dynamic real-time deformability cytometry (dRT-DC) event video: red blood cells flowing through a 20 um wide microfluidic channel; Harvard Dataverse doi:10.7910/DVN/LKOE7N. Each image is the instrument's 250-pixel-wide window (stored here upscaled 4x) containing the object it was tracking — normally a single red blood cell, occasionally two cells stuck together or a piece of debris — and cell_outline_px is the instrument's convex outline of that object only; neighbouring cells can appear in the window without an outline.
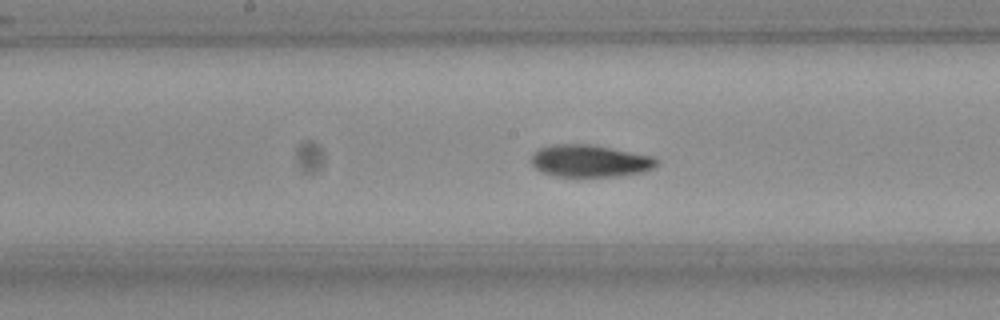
{"species": "Egyptian fruit bat (a non-hibernating species)", "species_latin": "Rousettus aegyptiacus", "temperature_condition": "room temperature", "stored_images_in_passage": 39, "camera_frame_rate_fps": 3000, "um_per_image_px": 0.085, "frame": {"image": 1, "passage_image": 11, "time_ms": 3.333, "image_size_px": [1000, 320], "cell_outline_px": [[660, 164], [644, 172], [620, 176], [556, 176], [544, 172], [536, 168], [532, 164], [532, 156], [540, 148], [552, 144], [592, 144], [656, 156], [660, 160]], "centroid_in_image_um": [50.24, 13.67], "position_along_channel_um": 198.0, "area_um2": 23.7}}
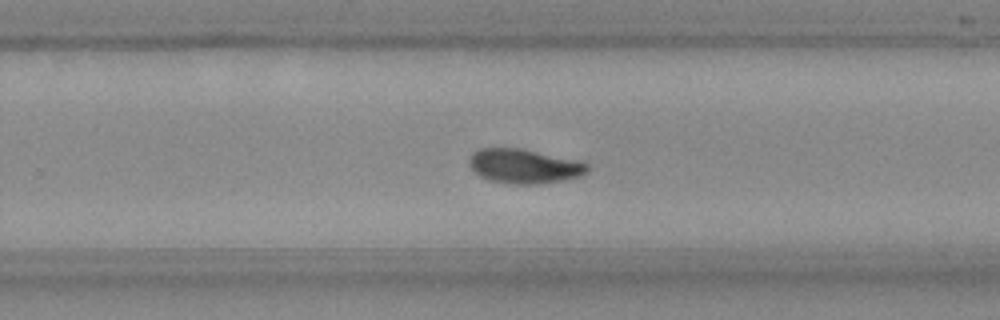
{"frame": {"image": 2, "passage_image": 18, "time_ms": 5.667, "image_size_px": [1000, 320], "cell_outline_px": [[588, 172], [580, 176], [564, 180], [540, 184], [508, 184], [492, 180], [480, 176], [468, 164], [468, 160], [472, 152], [480, 148], [520, 148], [576, 160], [588, 164]], "centroid_in_image_um": [44.54, 14.13], "position_along_channel_um": 285.3, "area_um2": 23.64}}
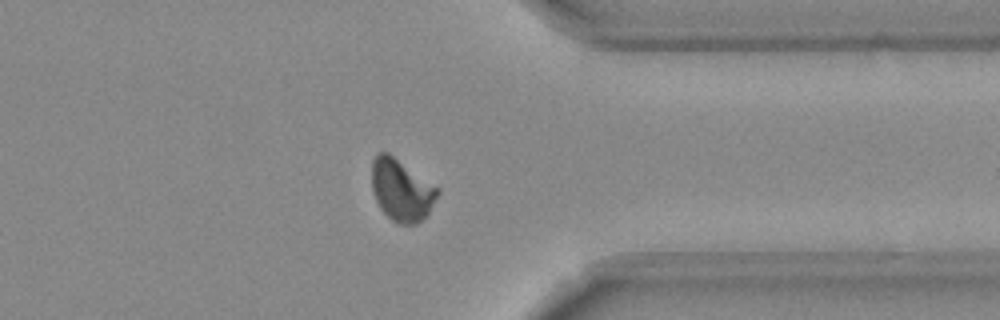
{"frame": {"image": 3, "passage_image": 26, "time_ms": 8.333, "image_size_px": [1000, 320], "cell_outline_px": [[440, 192], [428, 212], [416, 224], [396, 224], [380, 208], [372, 192], [372, 160], [376, 152], [388, 152], [440, 188]], "centroid_in_image_um": [34.11, 16.13], "position_along_channel_um": 377.3, "area_um2": 23.76}}